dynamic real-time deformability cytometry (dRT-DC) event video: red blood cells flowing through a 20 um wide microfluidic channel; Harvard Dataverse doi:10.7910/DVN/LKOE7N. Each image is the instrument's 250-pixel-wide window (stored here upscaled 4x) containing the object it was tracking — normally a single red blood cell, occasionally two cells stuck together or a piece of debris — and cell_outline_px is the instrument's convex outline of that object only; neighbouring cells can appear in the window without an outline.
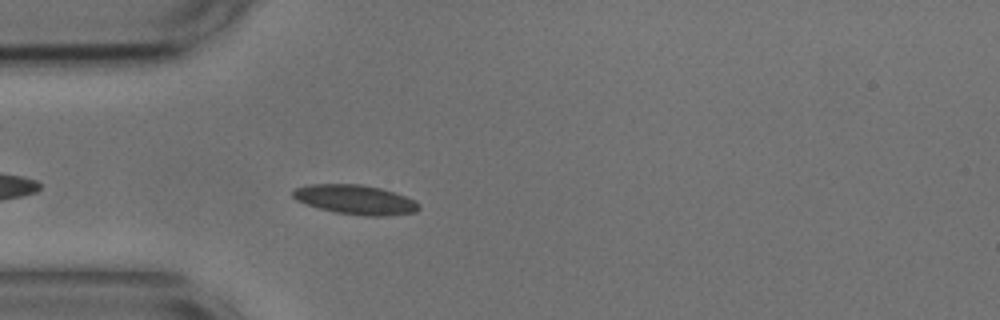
{"species": "common noctule bat (a hibernating species)", "species_latin": "Nyctalus noctula", "temperature_condition": "cold", "stored_images_in_passage": 29, "camera_frame_rate_fps": 3000, "um_per_image_px": 0.085, "animal": {"sex": "male", "body_mass_g": 17.9, "forearm_length_mm": 54.2}, "frame": {"image": 1, "passage_image": 5, "time_ms": 1.333, "image_size_px": [1000, 320], "cell_outline_px": [[420, 208], [416, 212], [384, 216], [364, 216], [336, 212], [320, 208], [296, 200], [292, 196], [292, 192], [296, 188], [308, 184], [360, 184], [380, 188], [416, 200], [420, 204]], "centroid_in_image_um": [30.22, 16.97], "position_along_channel_um": 54.8, "area_um2": 21.5}}